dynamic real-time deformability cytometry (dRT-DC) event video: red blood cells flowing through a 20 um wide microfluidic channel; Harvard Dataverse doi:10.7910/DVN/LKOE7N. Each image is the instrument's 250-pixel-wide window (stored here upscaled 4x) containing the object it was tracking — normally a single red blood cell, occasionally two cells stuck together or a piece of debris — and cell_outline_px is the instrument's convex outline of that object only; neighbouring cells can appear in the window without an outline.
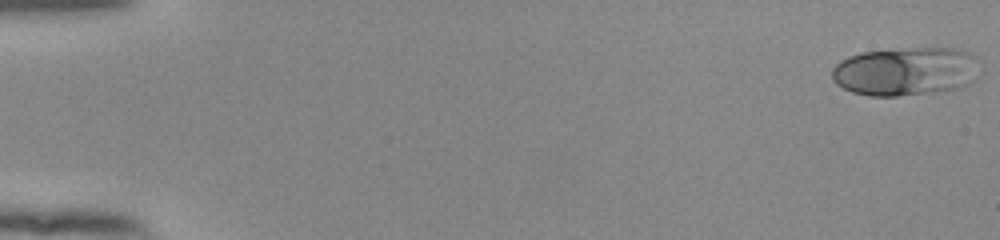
{"species": "human", "species_latin": "Homo sapiens", "temperature_condition": "room temperature", "stored_images_in_passage": 54, "camera_frame_rate_fps": 3000, "um_per_image_px": 0.085, "donor": {"sex": "female"}, "frame": {"image": 1, "passage_image": 1, "time_ms": 0.0, "image_size_px": [1000, 240], "cell_outline_px": [[972, 80], [968, 84], [944, 92], [896, 96], [868, 96], [852, 92], [836, 84], [832, 80], [832, 68], [840, 60], [848, 56], [860, 52], [916, 48], [960, 48], [968, 52], [972, 56]], "centroid_in_image_um": [76.85, 6.08], "position_along_channel_um": 8.1, "area_um2": 41.38}}
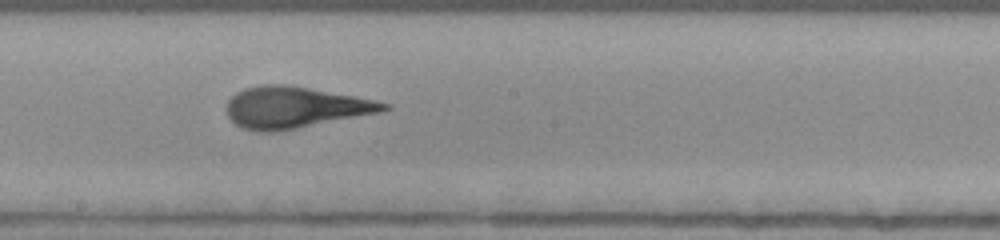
{"frame": {"image": 2, "passage_image": 31, "time_ms": 10.0, "image_size_px": [1000, 240], "cell_outline_px": [[392, 108], [384, 112], [296, 128], [272, 132], [256, 132], [240, 128], [228, 116], [228, 100], [236, 92], [244, 88], [264, 84], [284, 84], [356, 96], [376, 100], [392, 104]], "centroid_in_image_um": [25.11, 9.13], "position_along_channel_um": 223.1, "area_um2": 37.97}}
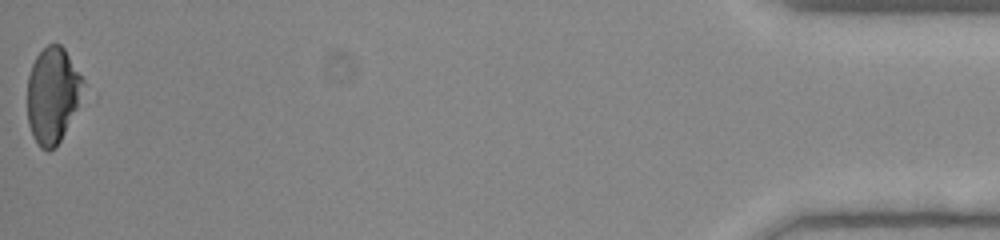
{"frame": {"image": 3, "passage_image": 54, "time_ms": 17.667, "image_size_px": [1000, 240], "cell_outline_px": [[84, 84], [76, 108], [60, 140], [48, 152], [40, 148], [32, 136], [28, 124], [28, 76], [32, 64], [36, 56], [48, 44], [60, 44], [64, 48], [84, 80]], "centroid_in_image_um": [4.44, 8.07], "position_along_channel_um": 430.8, "area_um2": 30.69}, "authors_computed_cell_mechanics": {"area_um2": 36.703, "velocity_mm_per_s": 3.8658, "shape_relaxation_time_tau1_ms": 5.1397, "shape_relaxation_time_tau2_ms": 0.9442, "deformation_change_tau1": 0.1814, "deformation_change_tau2": 0.0657}}